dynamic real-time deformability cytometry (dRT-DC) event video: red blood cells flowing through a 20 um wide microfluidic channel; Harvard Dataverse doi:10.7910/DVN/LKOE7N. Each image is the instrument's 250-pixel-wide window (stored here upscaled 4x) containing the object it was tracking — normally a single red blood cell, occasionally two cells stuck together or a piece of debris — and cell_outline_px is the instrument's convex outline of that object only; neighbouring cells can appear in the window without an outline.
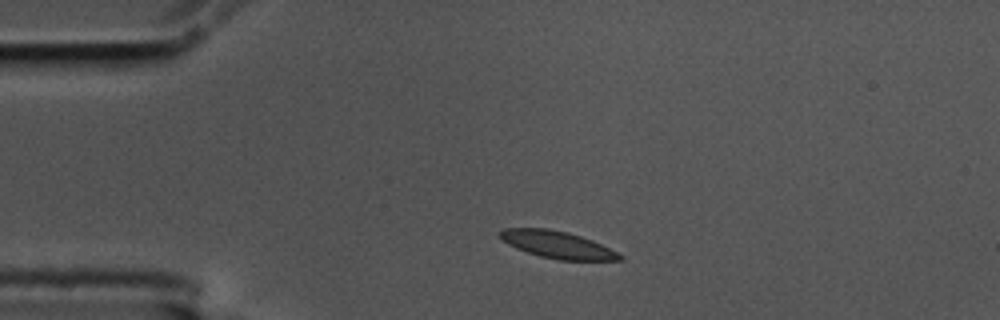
{"species": "common noctule bat (a hibernating species)", "species_latin": "Nyctalus noctula", "temperature_condition": "cold", "stored_images_in_passage": 46, "camera_frame_rate_fps": 3000, "um_per_image_px": 0.085, "animal": {"sex": "male", "body_mass_g": 17.5, "forearm_length_mm": 52.3}, "frame": {"image": 1, "passage_image": 1, "time_ms": 0.0, "image_size_px": [1000, 320], "cell_outline_px": [[624, 260], [560, 260], [540, 256], [516, 248], [508, 244], [500, 236], [500, 232], [504, 228], [548, 228], [568, 232], [592, 240], [624, 256]], "centroid_in_image_um": [47.39, 20.8], "position_along_channel_um": 37.6, "area_um2": 18.67}}
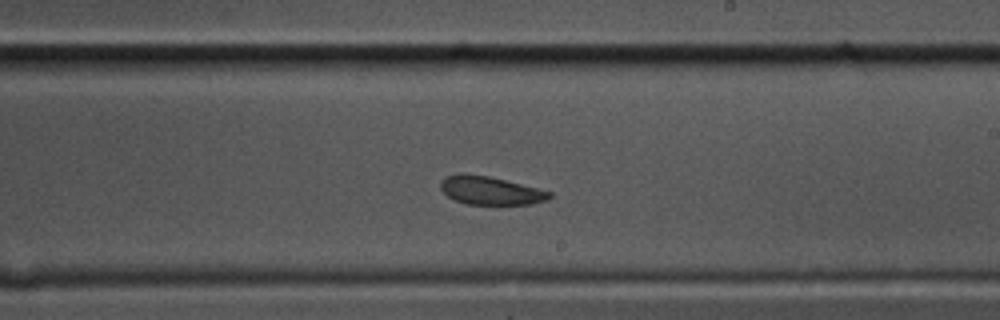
{"frame": {"image": 2, "passage_image": 22, "time_ms": 7.0, "image_size_px": [1000, 320], "cell_outline_px": [[552, 196], [544, 200], [532, 204], [468, 204], [456, 200], [448, 196], [440, 188], [440, 180], [444, 176], [464, 172], [488, 176], [552, 192]], "centroid_in_image_um": [41.62, 16.18], "position_along_channel_um": 247.4, "area_um2": 17.8}}
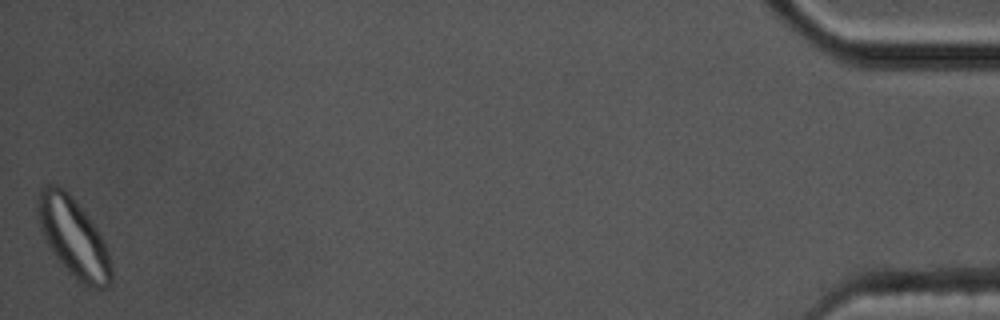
{"frame": {"image": 3, "passage_image": 46, "time_ms": 15.0, "image_size_px": [1000, 320], "cell_outline_px": [[112, 284], [108, 288], [96, 288], [80, 284], [68, 272], [56, 256], [48, 244], [40, 228], [36, 212], [36, 200], [40, 188], [48, 184], [56, 184], [64, 188], [68, 192], [88, 216], [104, 240], [112, 264]], "centroid_in_image_um": [6.25, 20.18], "position_along_channel_um": 429.0, "area_um2": 34.1}, "authors_computed_cell_mechanics": {"area_um2": 19.1896, "velocity_mm_per_s": 3.4605, "shape_relaxation_time_tau1_ms": 3.8257, "shape_relaxation_time_tau2_ms": 4.9435, "deformation_change_tau1": 0.0959, "deformation_change_tau2": 0.12}}